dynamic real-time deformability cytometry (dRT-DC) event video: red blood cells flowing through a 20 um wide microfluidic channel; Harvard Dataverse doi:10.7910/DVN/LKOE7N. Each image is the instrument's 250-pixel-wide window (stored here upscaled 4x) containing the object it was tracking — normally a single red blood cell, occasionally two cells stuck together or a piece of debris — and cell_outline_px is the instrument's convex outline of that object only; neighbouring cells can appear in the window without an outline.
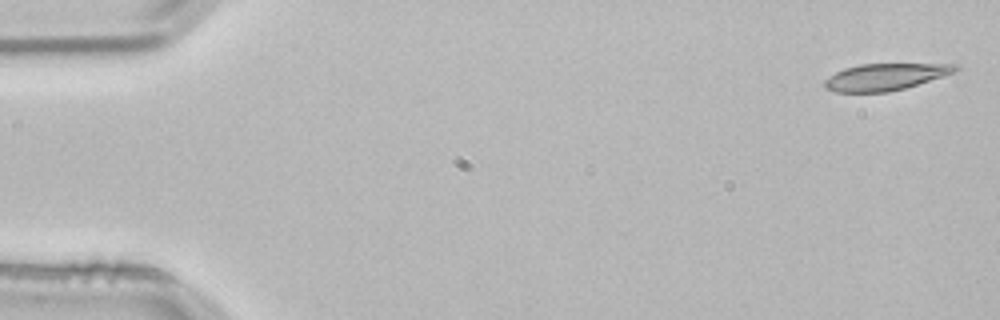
{"species": "common noctule bat (a hibernating species)", "species_latin": "Nyctalus noctula", "temperature_condition": "room temperature", "stored_images_in_passage": 4, "camera_frame_rate_fps": 3000, "um_per_image_px": 0.085, "animal": {"sex": "male", "body_mass_g": 21.5, "forearm_length_mm": 52.0}, "frame": {"image": 1, "passage_image": 1, "time_ms": 0.0, "image_size_px": [1000, 320], "cell_outline_px": [[960, 68], [956, 72], [944, 76], [904, 88], [888, 92], [836, 92], [828, 88], [824, 84], [824, 80], [836, 72], [844, 68], [860, 64], [960, 64]], "centroid_in_image_um": [75.29, 6.52], "position_along_channel_um": 9.7, "area_um2": 20.29}}
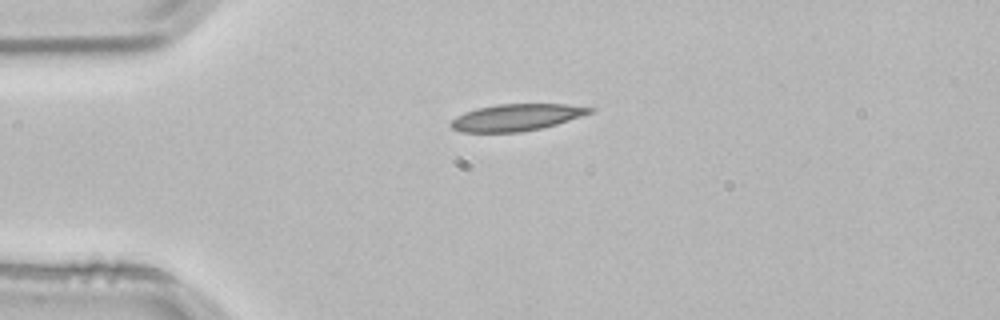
{"frame": {"image": 2, "passage_image": 3, "time_ms": 0.667, "image_size_px": [1000, 320], "cell_outline_px": [[592, 112], [556, 124], [540, 128], [520, 132], [460, 132], [452, 128], [448, 124], [456, 116], [464, 112], [476, 108], [496, 104], [564, 104], [592, 108]], "centroid_in_image_um": [43.8, 9.98], "position_along_channel_um": 41.2, "area_um2": 21.5}}